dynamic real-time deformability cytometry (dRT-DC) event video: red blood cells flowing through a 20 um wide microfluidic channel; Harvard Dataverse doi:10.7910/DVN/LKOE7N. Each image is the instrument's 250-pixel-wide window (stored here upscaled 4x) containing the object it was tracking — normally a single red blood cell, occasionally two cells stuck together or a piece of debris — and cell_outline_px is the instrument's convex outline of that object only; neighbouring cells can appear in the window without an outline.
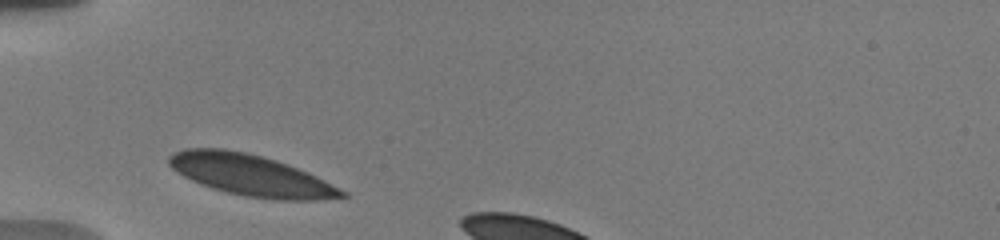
{"species": "human", "species_latin": "Homo sapiens", "temperature_condition": "warm", "stored_images_in_passage": 9, "segment_of_instrument_passage": [1, 2], "camera_frame_rate_fps": 3000, "um_per_image_px": 0.085, "donor": {"sex": "male"}, "frame": {"image": 1, "passage_image": 1, "time_ms": 0.0, "image_size_px": [1000, 240], "cell_outline_px": [[352, 196], [324, 200], [280, 200], [244, 196], [212, 188], [200, 184], [176, 172], [168, 164], [168, 156], [176, 152], [188, 148], [224, 148], [244, 152], [276, 160], [288, 164], [308, 172], [348, 192]], "centroid_in_image_um": [21.37, 14.9], "position_along_channel_um": 63.6, "area_um2": 41.56}}
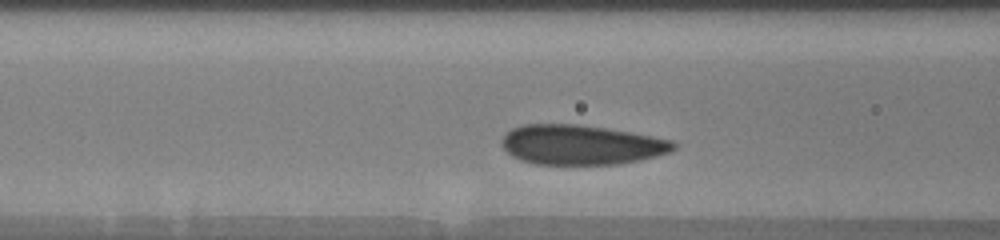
{"frame": {"image": 2, "passage_image": 5, "time_ms": 1.667, "image_size_px": [1000, 240], "cell_outline_px": [[676, 148], [668, 152], [656, 156], [640, 160], [620, 164], [532, 164], [520, 160], [512, 156], [504, 148], [500, 140], [512, 128], [524, 124], [580, 124], [632, 132], [672, 140], [676, 144]], "centroid_in_image_um": [49.39, 12.3], "position_along_channel_um": 117.2, "area_um2": 39.88}}
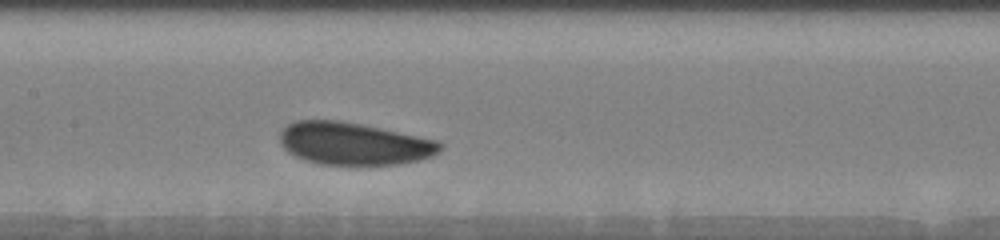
{"frame": {"image": 3, "passage_image": 8, "time_ms": 3.333, "image_size_px": [1000, 240], "cell_outline_px": [[444, 144], [432, 156], [420, 160], [396, 164], [320, 164], [296, 156], [288, 152], [280, 144], [280, 132], [288, 124], [296, 120], [340, 120], [440, 140]], "centroid_in_image_um": [30.08, 12.19], "position_along_channel_um": 177.3, "area_um2": 39.42}}